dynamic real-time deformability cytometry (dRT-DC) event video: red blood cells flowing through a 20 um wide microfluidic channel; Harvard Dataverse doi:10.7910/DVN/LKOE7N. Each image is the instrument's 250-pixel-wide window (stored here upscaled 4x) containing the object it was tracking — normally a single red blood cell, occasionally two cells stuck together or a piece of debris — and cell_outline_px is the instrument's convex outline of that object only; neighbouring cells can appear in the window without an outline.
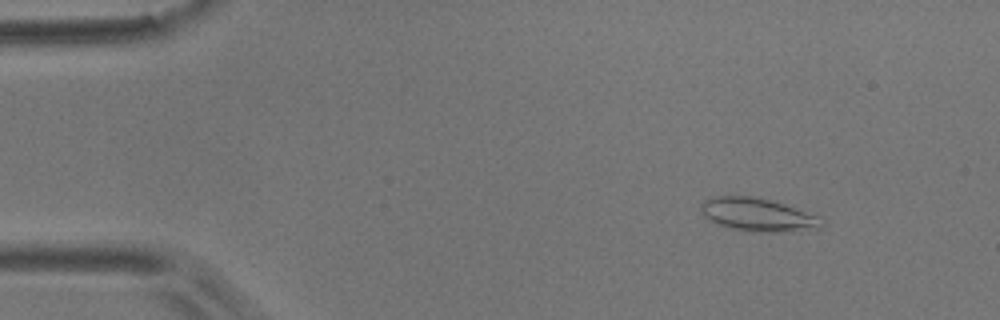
{"species": "common noctule bat (a hibernating species)", "species_latin": "Nyctalus noctula", "temperature_condition": "room temperature", "stored_images_in_passage": 5, "camera_frame_rate_fps": 3000, "um_per_image_px": 0.085, "animal": {"sex": "male", "body_mass_g": 17.9}, "frame": {"image": 1, "passage_image": 2, "time_ms": 1.333, "image_size_px": [1000, 320], "cell_outline_px": [[828, 224], [820, 228], [772, 232], [752, 232], [732, 228], [708, 220], [700, 212], [700, 204], [704, 200], [712, 196], [760, 196], [820, 216]], "centroid_in_image_um": [64.42, 18.23], "position_along_channel_um": 20.6, "area_um2": 23.64}}